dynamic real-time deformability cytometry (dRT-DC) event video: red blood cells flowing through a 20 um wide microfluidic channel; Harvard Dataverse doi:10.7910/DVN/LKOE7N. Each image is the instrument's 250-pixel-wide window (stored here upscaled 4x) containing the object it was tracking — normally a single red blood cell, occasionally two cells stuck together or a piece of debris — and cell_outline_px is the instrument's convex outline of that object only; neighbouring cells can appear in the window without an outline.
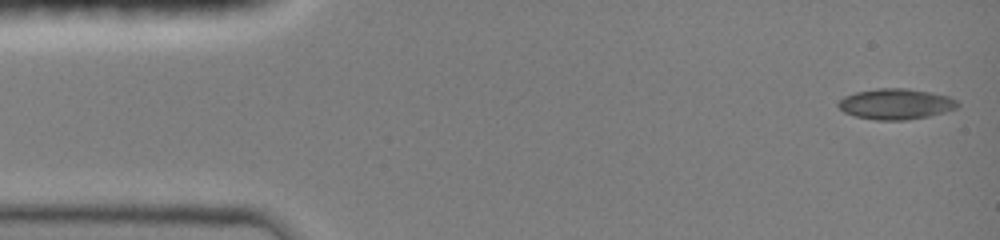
{"species": "common noctule bat (a hibernating species)", "species_latin": "Nyctalus noctula", "temperature_condition": "room temperature", "stored_images_in_passage": 15, "camera_frame_rate_fps": 3000, "um_per_image_px": 0.085, "animal": {"sex": "female", "body_mass_g": 19.0, "forearm_length_mm": 51.5}, "frame": {"image": 1, "passage_image": 1, "time_ms": 0.0, "image_size_px": [1000, 240], "cell_outline_px": [[960, 104], [956, 108], [944, 112], [928, 116], [908, 120], [876, 120], [856, 116], [844, 112], [836, 104], [844, 96], [856, 92], [876, 88], [908, 88], [948, 96], [956, 100]], "centroid_in_image_um": [76.13, 8.84], "position_along_channel_um": 8.9, "area_um2": 21.27}}
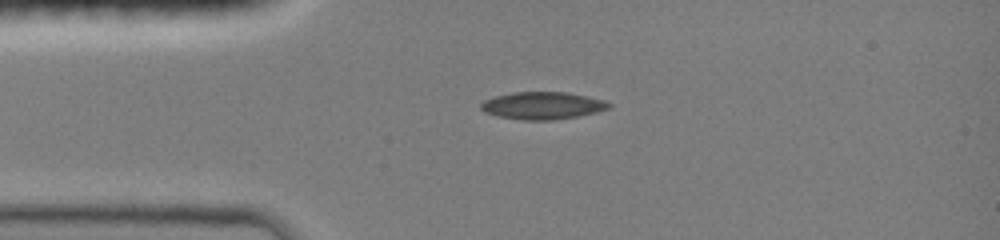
{"frame": {"image": 2, "passage_image": 10, "time_ms": 3.0, "image_size_px": [1000, 240], "cell_outline_px": [[612, 104], [608, 108], [596, 112], [576, 116], [552, 120], [524, 120], [496, 116], [484, 112], [480, 108], [480, 104], [484, 100], [496, 96], [512, 92], [568, 92], [604, 100]], "centroid_in_image_um": [46.08, 8.97], "position_along_channel_um": 38.9, "area_um2": 20.35}}
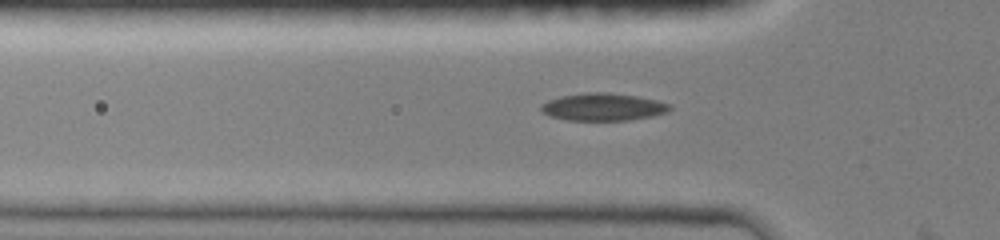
{"frame": {"image": 3, "passage_image": 14, "time_ms": 4.333, "image_size_px": [1000, 240], "cell_outline_px": [[672, 108], [668, 112], [652, 116], [628, 120], [568, 120], [552, 116], [540, 112], [540, 104], [548, 100], [560, 96], [584, 92], [604, 92], [636, 96], [656, 100], [672, 104]], "centroid_in_image_um": [51.25, 9.08], "position_along_channel_um": 74.5, "area_um2": 20.69}}